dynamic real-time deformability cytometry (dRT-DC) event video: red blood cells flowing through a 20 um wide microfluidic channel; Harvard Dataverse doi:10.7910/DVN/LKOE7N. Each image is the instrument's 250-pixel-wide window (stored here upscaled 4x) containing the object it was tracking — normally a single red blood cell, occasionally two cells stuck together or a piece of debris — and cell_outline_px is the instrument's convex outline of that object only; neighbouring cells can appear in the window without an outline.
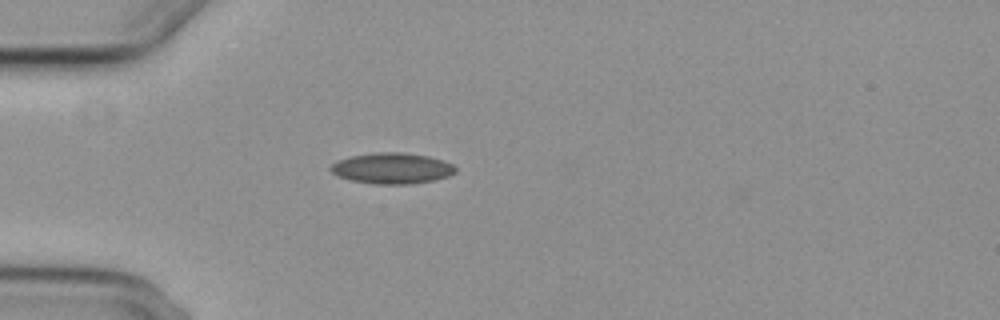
{"species": "common noctule bat (a hibernating species)", "species_latin": "Nyctalus noctula", "temperature_condition": "cold", "stored_images_in_passage": 4, "camera_frame_rate_fps": 3000, "um_per_image_px": 0.085, "animal": {"sex": "female", "body_mass_g": 29.2, "forearm_length_mm": 56.3}, "frame": {"image": 1, "passage_image": 4, "time_ms": 3.667, "image_size_px": [1000, 320], "cell_outline_px": [[456, 172], [448, 176], [432, 180], [412, 184], [376, 184], [352, 180], [336, 176], [328, 168], [336, 160], [352, 156], [376, 152], [400, 152], [428, 156], [444, 160], [452, 164], [456, 168]], "centroid_in_image_um": [33.3, 14.3], "position_along_channel_um": 51.7, "area_um2": 22.48}}